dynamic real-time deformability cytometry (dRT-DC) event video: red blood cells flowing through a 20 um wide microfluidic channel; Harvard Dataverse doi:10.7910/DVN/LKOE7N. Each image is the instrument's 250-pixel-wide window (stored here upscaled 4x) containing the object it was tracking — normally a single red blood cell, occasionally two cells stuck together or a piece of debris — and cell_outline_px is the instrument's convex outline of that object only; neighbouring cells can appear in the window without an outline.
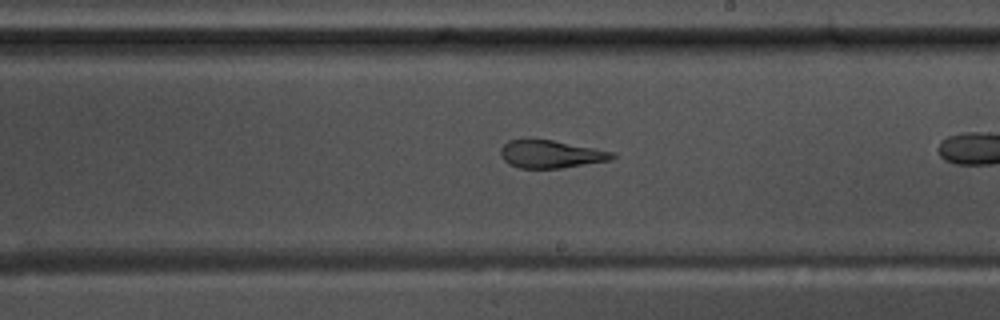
{"species": "common noctule bat (a hibernating species)", "species_latin": "Nyctalus noctula", "temperature_condition": "warm", "stored_images_in_passage": 41, "camera_frame_rate_fps": 3000, "um_per_image_px": 0.085, "animal": {"sex": "male", "body_mass_g": 17.5, "forearm_length_mm": 52.3}, "frame": {"image": 1, "passage_image": 30, "time_ms": 9.667, "image_size_px": [1000, 320], "cell_outline_px": [[616, 156], [612, 160], [560, 168], [520, 168], [508, 164], [500, 156], [500, 148], [508, 140], [552, 140], [612, 152]], "centroid_in_image_um": [46.78, 13.11], "position_along_channel_um": 242.2, "area_um2": 17.8}}
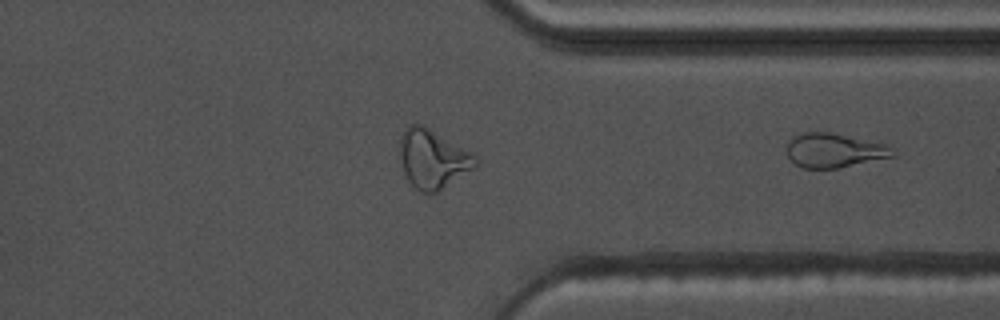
{"frame": {"image": 2, "passage_image": 41, "time_ms": 13.333, "image_size_px": [1000, 320], "cell_outline_px": [[896, 156], [836, 168], [804, 168], [796, 164], [788, 156], [788, 140], [792, 136], [800, 132], [828, 132], [888, 144], [896, 152]], "centroid_in_image_um": [70.93, 12.77], "position_along_channel_um": 340.5, "area_um2": 21.1}}